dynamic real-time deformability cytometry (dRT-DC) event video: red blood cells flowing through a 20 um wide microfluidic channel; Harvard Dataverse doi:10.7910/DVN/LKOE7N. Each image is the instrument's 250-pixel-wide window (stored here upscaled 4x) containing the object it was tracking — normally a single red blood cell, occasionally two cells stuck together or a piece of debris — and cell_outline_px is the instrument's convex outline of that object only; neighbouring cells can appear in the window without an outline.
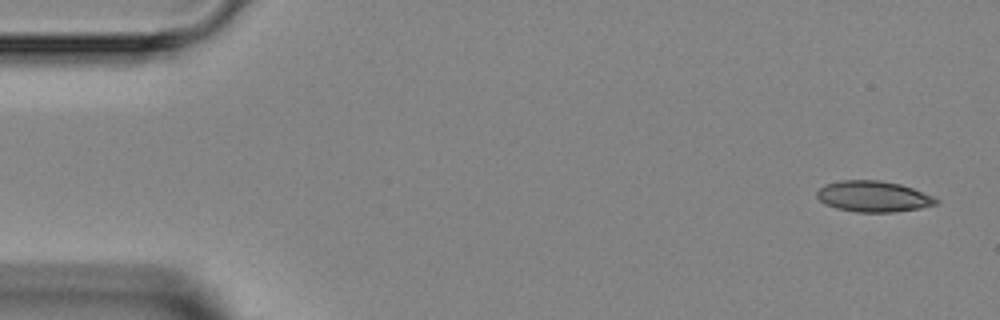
{"species": "Egyptian fruit bat (a non-hibernating species)", "species_latin": "Rousettus aegyptiacus", "temperature_condition": "room temperature", "stored_images_in_passage": 4, "camera_frame_rate_fps": 3000, "um_per_image_px": 0.085, "animal": {"sex": "female"}, "frame": {"image": 1, "passage_image": 1, "time_ms": 0.0, "image_size_px": [1000, 320], "cell_outline_px": [[940, 200], [936, 204], [920, 208], [892, 212], [856, 212], [836, 208], [824, 204], [816, 196], [816, 192], [824, 184], [840, 180], [880, 180], [900, 184], [936, 196]], "centroid_in_image_um": [74.24, 16.69], "position_along_channel_um": 10.8, "area_um2": 21.68}}
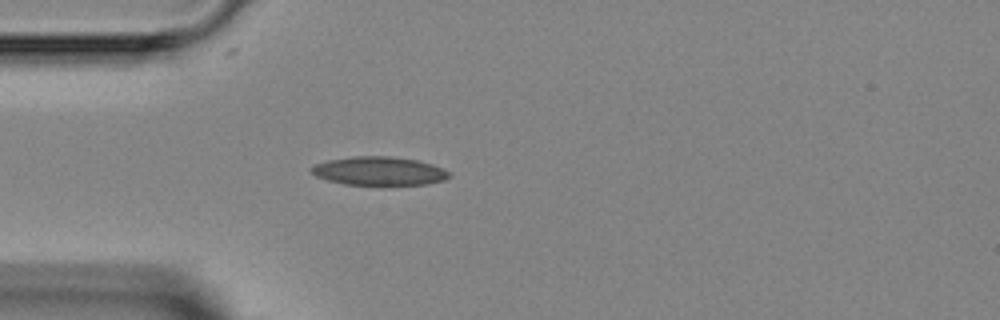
{"frame": {"image": 2, "passage_image": 4, "time_ms": 3.667, "image_size_px": [1000, 320], "cell_outline_px": [[452, 176], [444, 180], [428, 184], [344, 184], [328, 180], [316, 176], [308, 168], [316, 164], [328, 160], [352, 156], [388, 156], [416, 160], [432, 164], [444, 168], [452, 172]], "centroid_in_image_um": [32.26, 14.53], "position_along_channel_um": 52.7, "area_um2": 22.89}}